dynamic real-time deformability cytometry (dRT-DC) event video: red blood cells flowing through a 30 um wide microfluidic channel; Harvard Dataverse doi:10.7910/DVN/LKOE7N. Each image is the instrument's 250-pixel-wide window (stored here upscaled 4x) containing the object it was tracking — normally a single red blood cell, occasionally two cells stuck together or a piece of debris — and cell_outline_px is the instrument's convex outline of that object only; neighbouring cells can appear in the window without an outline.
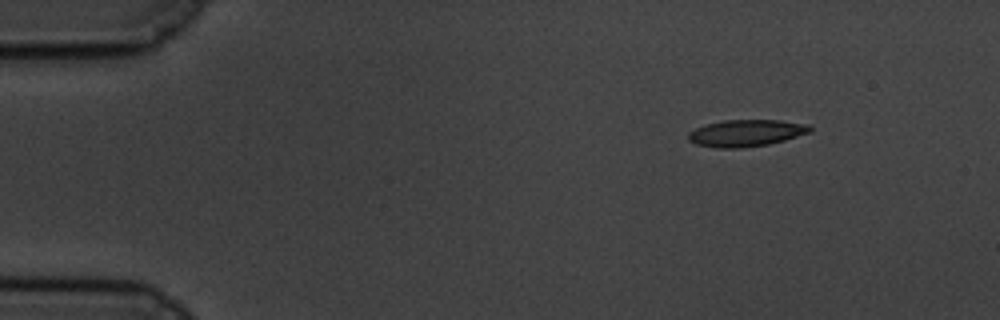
{"species": "common noctule bat (a hibernating species)", "species_latin": "Nyctalus noctula", "temperature_condition": "cold", "stored_images_in_passage": 52, "camera_frame_rate_fps": 3000, "um_per_image_px": 0.085, "animal": {"sex": "male", "body_mass_g": 19.5, "forearm_length_mm": 54.6}, "frame": {"image": 1, "passage_image": 1, "time_ms": 0.0, "image_size_px": [1000, 320], "cell_outline_px": [[812, 132], [784, 140], [768, 144], [740, 148], [716, 148], [696, 144], [688, 140], [688, 132], [696, 128], [708, 124], [724, 120], [780, 120], [808, 124], [812, 128]], "centroid_in_image_um": [63.43, 11.31], "position_along_channel_um": 21.6, "area_um2": 19.02}}
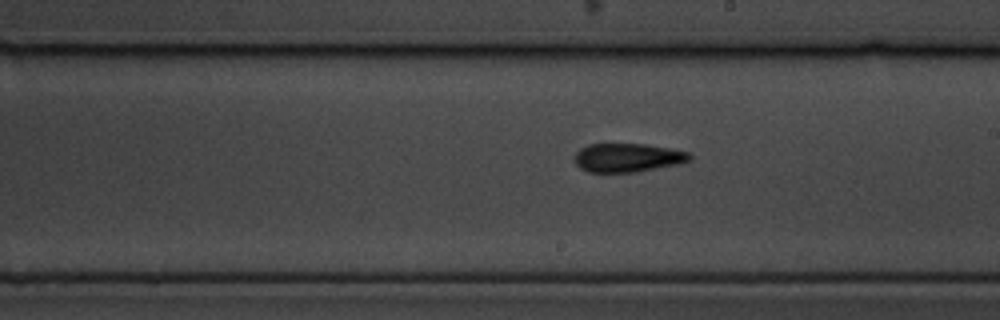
{"frame": {"image": 2, "passage_image": 27, "time_ms": 8.667, "image_size_px": [1000, 320], "cell_outline_px": [[692, 160], [680, 164], [636, 172], [588, 172], [580, 168], [576, 164], [576, 152], [580, 148], [588, 144], [644, 144], [692, 152]], "centroid_in_image_um": [53.4, 13.4], "position_along_channel_um": 235.6, "area_um2": 19.36}}
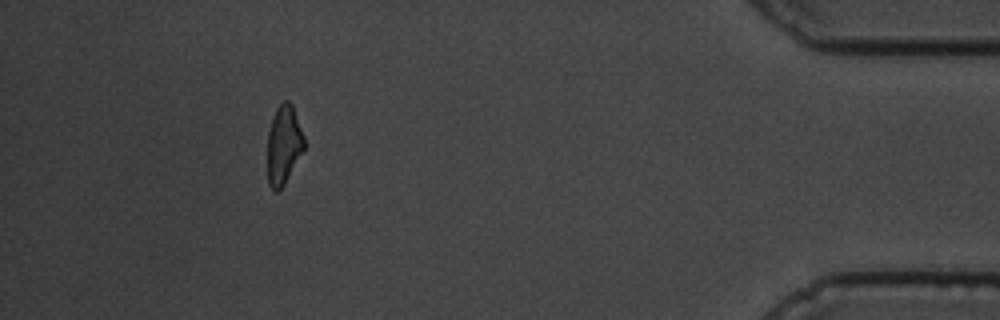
{"frame": {"image": 3, "passage_image": 47, "time_ms": 15.333, "image_size_px": [1000, 320], "cell_outline_px": [[304, 148], [284, 184], [276, 192], [268, 184], [268, 132], [276, 108], [284, 100], [288, 100], [292, 104], [304, 136]], "centroid_in_image_um": [24.11, 12.28], "position_along_channel_um": 411.1, "area_um2": 16.53}, "authors_computed_cell_mechanics": {"area_um2": 18.9584, "velocity_mm_per_s": 3.4455, "shape_relaxation_time_tau1_ms": 7.6518, "shape_relaxation_time_tau2_ms": 5.0215, "deformation_change_tau1": 0.1919, "deformation_change_tau2": 0.1541}}